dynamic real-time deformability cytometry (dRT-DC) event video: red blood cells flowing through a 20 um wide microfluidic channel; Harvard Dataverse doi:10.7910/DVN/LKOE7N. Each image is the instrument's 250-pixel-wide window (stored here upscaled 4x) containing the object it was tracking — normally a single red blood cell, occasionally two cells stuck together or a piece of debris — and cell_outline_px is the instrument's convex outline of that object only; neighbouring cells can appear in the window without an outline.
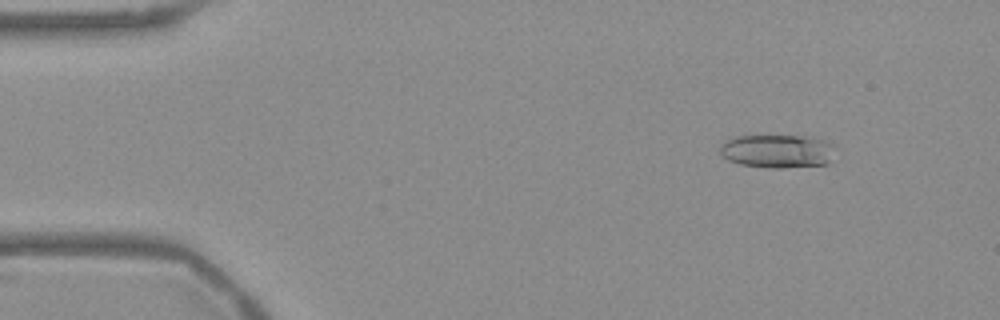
{"species": "Egyptian fruit bat (a non-hibernating species)", "species_latin": "Rousettus aegyptiacus", "temperature_condition": "warm", "stored_images_in_passage": 54, "camera_frame_rate_fps": 3000, "um_per_image_px": 0.085, "frame": {"image": 1, "passage_image": 6, "time_ms": 1.667, "image_size_px": [1000, 320], "cell_outline_px": [[828, 164], [780, 168], [768, 168], [740, 164], [728, 160], [720, 152], [720, 144], [736, 136], [812, 136], [824, 140], [828, 144]], "centroid_in_image_um": [65.97, 12.85], "position_along_channel_um": 19.0, "area_um2": 21.85}}
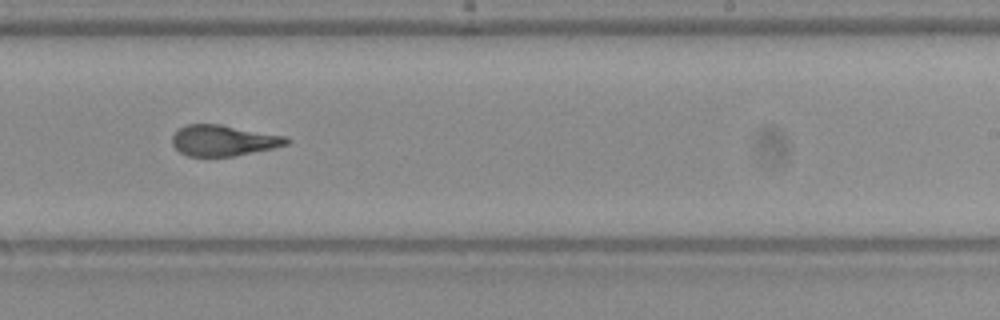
{"frame": {"image": 2, "passage_image": 33, "time_ms": 10.667, "image_size_px": [1000, 320], "cell_outline_px": [[292, 140], [288, 144], [272, 148], [232, 156], [188, 156], [180, 152], [172, 144], [172, 136], [180, 128], [188, 124], [220, 124], [288, 136]], "centroid_in_image_um": [19.02, 11.93], "position_along_channel_um": 270.0, "area_um2": 20.52}}
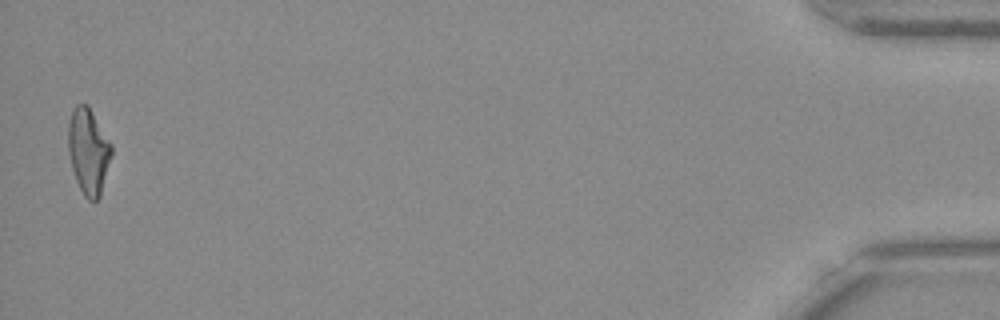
{"frame": {"image": 3, "passage_image": 53, "time_ms": 17.333, "image_size_px": [1000, 320], "cell_outline_px": [[112, 156], [100, 196], [96, 200], [88, 200], [84, 196], [76, 180], [72, 168], [68, 152], [68, 120], [76, 104], [88, 104], [112, 144]], "centroid_in_image_um": [7.52, 12.84], "position_along_channel_um": 427.7, "area_um2": 21.79}, "authors_computed_cell_mechanics": {"area_um2": 21.386, "velocity_mm_per_s": 3.7804, "shape_relaxation_time_tau1_ms": null, "shape_relaxation_time_tau2_ms": 1.7344, "deformation_change_tau1": null, "deformation_change_tau2": 0.1037}}